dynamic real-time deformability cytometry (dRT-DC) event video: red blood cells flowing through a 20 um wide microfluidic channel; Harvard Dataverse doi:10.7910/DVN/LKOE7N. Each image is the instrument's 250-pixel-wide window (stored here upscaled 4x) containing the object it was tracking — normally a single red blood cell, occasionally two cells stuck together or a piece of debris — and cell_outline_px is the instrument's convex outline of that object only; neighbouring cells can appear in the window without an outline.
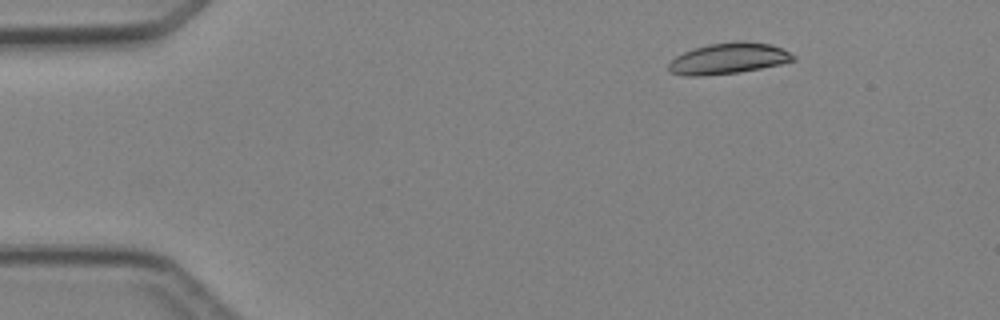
{"species": "Egyptian fruit bat (a non-hibernating species)", "species_latin": "Rousettus aegyptiacus", "temperature_condition": "cold", "stored_images_in_passage": 3, "camera_frame_rate_fps": 3000, "um_per_image_px": 0.085, "animal": {"sex": "female"}, "frame": {"image": 1, "passage_image": 1, "time_ms": 0.0, "image_size_px": [1000, 320], "cell_outline_px": [[796, 60], [780, 64], [740, 72], [704, 76], [684, 76], [668, 72], [668, 64], [676, 56], [692, 48], [708, 44], [740, 40], [744, 40], [772, 44], [796, 56]], "centroid_in_image_um": [61.89, 4.97], "position_along_channel_um": 23.1, "area_um2": 22.77}}
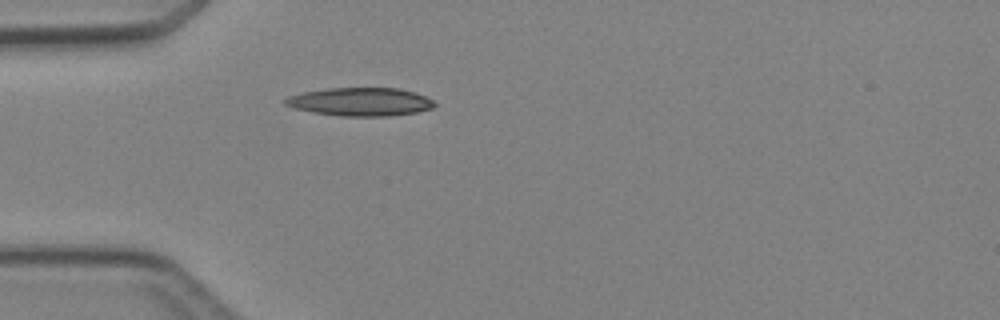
{"frame": {"image": 2, "passage_image": 3, "time_ms": 2.333, "image_size_px": [1000, 320], "cell_outline_px": [[436, 104], [432, 108], [416, 112], [388, 116], [340, 116], [312, 112], [292, 108], [284, 104], [280, 100], [288, 96], [304, 92], [328, 88], [400, 88], [416, 92], [432, 100]], "centroid_in_image_um": [30.58, 8.65], "position_along_channel_um": 54.4, "area_um2": 24.74}}